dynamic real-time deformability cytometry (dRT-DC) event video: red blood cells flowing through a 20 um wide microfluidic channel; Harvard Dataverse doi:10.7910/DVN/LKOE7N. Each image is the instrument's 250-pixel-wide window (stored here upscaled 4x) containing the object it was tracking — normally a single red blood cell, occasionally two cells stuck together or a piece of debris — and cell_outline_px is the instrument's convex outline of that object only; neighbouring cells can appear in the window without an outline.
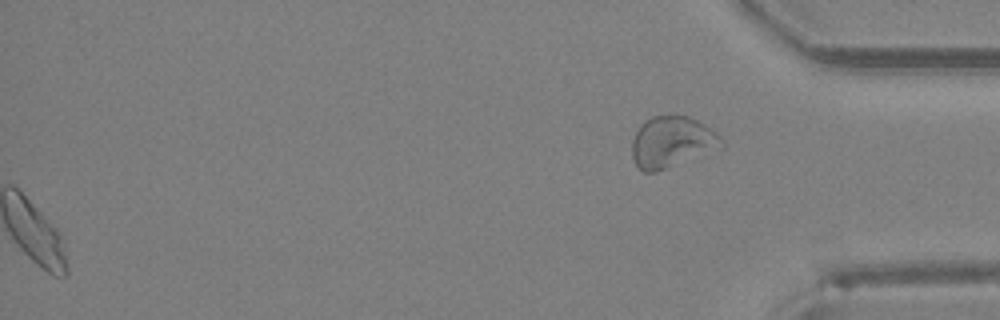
{"species": "Egyptian fruit bat (a non-hibernating species)", "species_latin": "Rousettus aegyptiacus", "temperature_condition": "room temperature", "stored_images_in_passage": 36, "segment_of_instrument_passage": [2, 2], "camera_frame_rate_fps": 3000, "um_per_image_px": 0.085, "animal": {"sex": "female"}, "frame": {"image": 1, "passage_image": 36, "time_ms": 11.667, "image_size_px": [1000, 320], "cell_outline_px": [[724, 148], [656, 172], [644, 172], [636, 164], [632, 156], [632, 140], [636, 132], [644, 120], [652, 116], [688, 116], [704, 124], [716, 132], [724, 140]], "centroid_in_image_um": [57.14, 12.08], "position_along_channel_um": 378.1, "area_um2": 26.82}}